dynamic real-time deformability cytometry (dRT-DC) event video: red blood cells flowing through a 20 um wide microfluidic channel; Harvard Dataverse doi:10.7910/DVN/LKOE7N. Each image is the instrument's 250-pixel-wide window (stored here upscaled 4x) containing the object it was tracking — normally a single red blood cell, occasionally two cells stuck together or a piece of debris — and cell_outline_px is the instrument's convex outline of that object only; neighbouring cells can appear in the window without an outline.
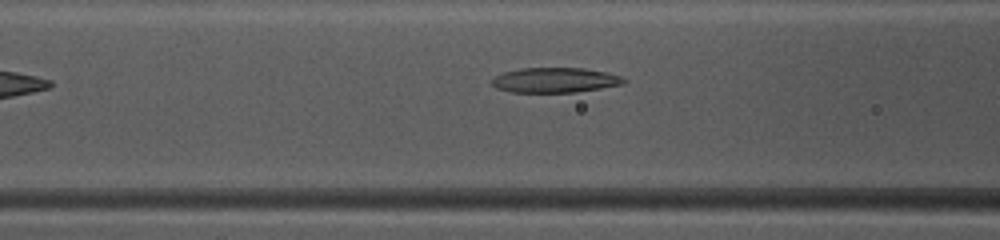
{"species": "common noctule bat (a hibernating species)", "species_latin": "Nyctalus noctula", "temperature_condition": "warm", "stored_images_in_passage": 34, "camera_frame_rate_fps": 3000, "um_per_image_px": 0.085, "animal": {"sex": "female", "body_mass_g": 10.0, "forearm_length_mm": 53.1}, "frame": {"image": 1, "passage_image": 8, "time_ms": 2.333, "image_size_px": [1000, 240], "cell_outline_px": [[628, 80], [624, 84], [576, 92], [508, 92], [496, 88], [492, 84], [492, 80], [496, 76], [504, 72], [520, 68], [584, 68], [604, 72], [620, 76]], "centroid_in_image_um": [47.17, 6.81], "position_along_channel_um": 119.4, "area_um2": 19.13}}
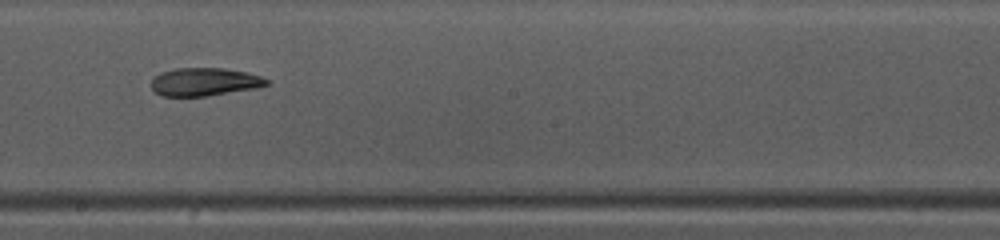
{"frame": {"image": 2, "passage_image": 16, "time_ms": 5.0, "image_size_px": [1000, 240], "cell_outline_px": [[272, 84], [256, 88], [204, 96], [160, 96], [152, 88], [152, 76], [160, 72], [176, 68], [224, 68], [248, 72], [272, 80]], "centroid_in_image_um": [17.41, 6.95], "position_along_channel_um": 230.8, "area_um2": 19.07}}
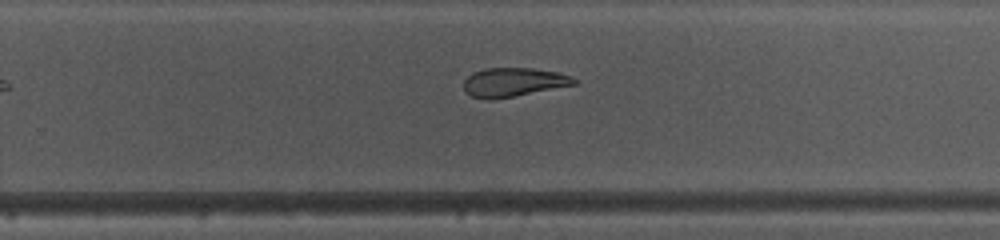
{"frame": {"image": 3, "passage_image": 20, "time_ms": 6.333, "image_size_px": [1000, 240], "cell_outline_px": [[576, 84], [492, 100], [488, 100], [472, 96], [464, 92], [464, 80], [472, 72], [484, 68], [532, 68], [556, 72], [568, 76], [576, 80]], "centroid_in_image_um": [43.56, 6.98], "position_along_channel_um": 286.2, "area_um2": 18.38}, "authors_computed_cell_mechanics": {"area_um2": 19.5653, "velocity_mm_per_s": 4.1634, "shape_relaxation_time_tau1_ms": null, "shape_relaxation_time_tau2_ms": 5.2279, "deformation_change_tau1": null, "deformation_change_tau2": 0.1401}}